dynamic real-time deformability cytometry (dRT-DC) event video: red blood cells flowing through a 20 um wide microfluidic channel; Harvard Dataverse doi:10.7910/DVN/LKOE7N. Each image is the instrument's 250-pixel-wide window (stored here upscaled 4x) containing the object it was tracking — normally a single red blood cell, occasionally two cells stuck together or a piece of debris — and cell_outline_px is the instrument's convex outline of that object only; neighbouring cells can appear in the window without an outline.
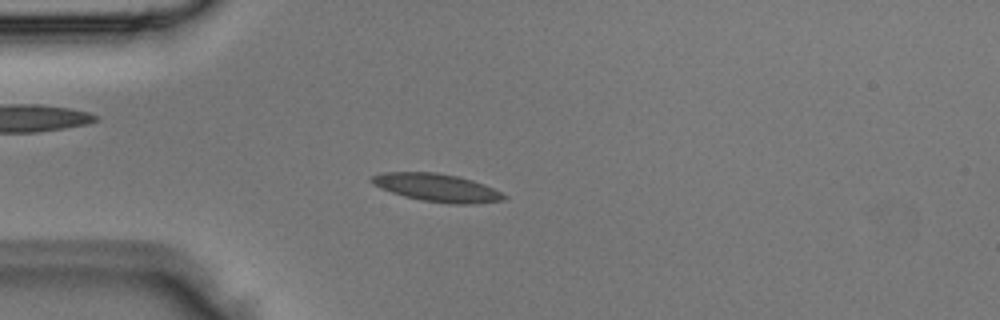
{"species": "Egyptian fruit bat (a non-hibernating species)", "species_latin": "Rousettus aegyptiacus", "temperature_condition": "room temperature", "stored_images_in_passage": 3, "camera_frame_rate_fps": 3000, "um_per_image_px": 0.085, "animal": {"sex": "male"}, "frame": {"image": 1, "passage_image": 3, "time_ms": 0.667, "image_size_px": [1000, 320], "cell_outline_px": [[508, 196], [504, 200], [472, 204], [448, 204], [420, 200], [404, 196], [392, 192], [368, 180], [372, 176], [384, 172], [436, 172], [456, 176], [472, 180], [484, 184]], "centroid_in_image_um": [37.17, 15.96], "position_along_channel_um": 47.8, "area_um2": 21.33}}